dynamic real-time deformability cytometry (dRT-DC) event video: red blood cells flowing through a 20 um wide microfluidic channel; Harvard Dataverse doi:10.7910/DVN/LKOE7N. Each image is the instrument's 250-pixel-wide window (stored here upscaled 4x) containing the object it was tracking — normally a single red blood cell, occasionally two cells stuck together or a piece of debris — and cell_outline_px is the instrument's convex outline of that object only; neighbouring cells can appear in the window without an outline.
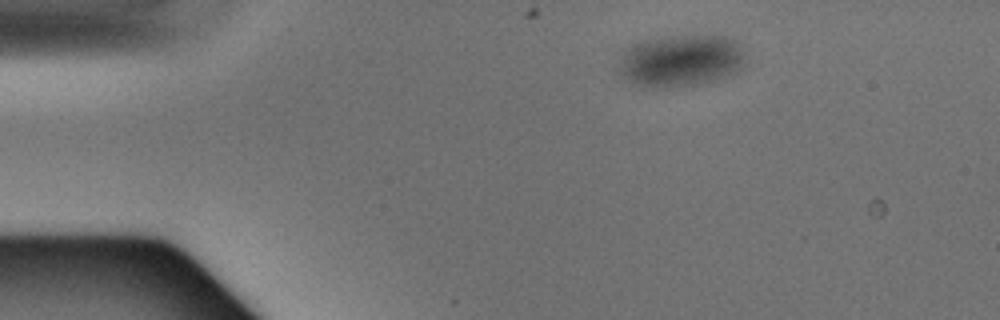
{"species": "Egyptian fruit bat (a non-hibernating species)", "species_latin": "Rousettus aegyptiacus", "temperature_condition": "warm", "stored_images_in_passage": 41, "camera_frame_rate_fps": 3000, "um_per_image_px": 0.085, "animal": {"sex": "male"}, "frame": {"image": 1, "passage_image": 1, "time_ms": 0.0, "image_size_px": [1000, 320], "cell_outline_px": [[744, 68], [740, 72], [716, 80], [700, 84], [668, 88], [656, 88], [636, 84], [624, 80], [616, 72], [624, 48], [640, 40], [676, 36], [728, 36], [736, 40], [740, 44], [744, 52]], "centroid_in_image_um": [57.86, 5.17], "position_along_channel_um": 27.1, "area_um2": 39.36}}
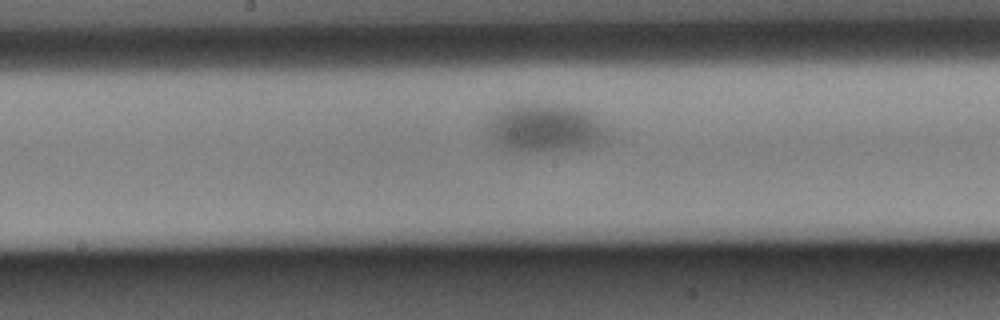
{"frame": {"image": 2, "passage_image": 18, "time_ms": 5.667, "image_size_px": [1000, 320], "cell_outline_px": [[608, 140], [600, 144], [584, 148], [536, 152], [516, 152], [500, 148], [488, 136], [488, 120], [504, 108], [520, 100], [564, 104], [588, 108], [608, 128]], "centroid_in_image_um": [46.38, 10.84], "position_along_channel_um": 201.8, "area_um2": 35.66}}
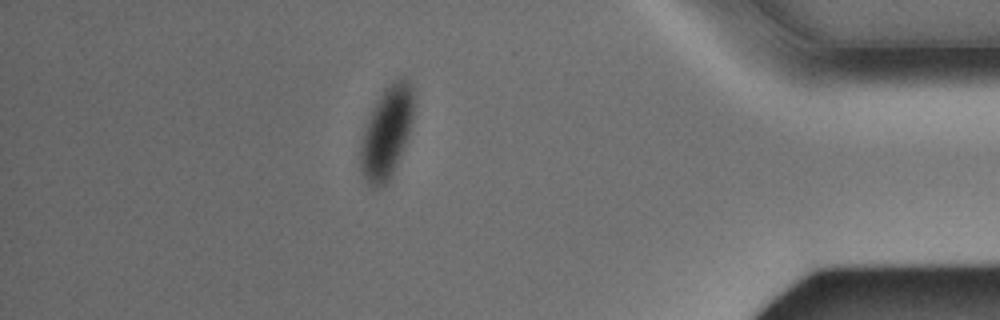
{"frame": {"image": 3, "passage_image": 35, "time_ms": 11.333, "image_size_px": [1000, 320], "cell_outline_px": [[412, 120], [408, 136], [396, 164], [388, 180], [384, 184], [376, 188], [372, 188], [368, 184], [360, 168], [360, 144], [368, 120], [384, 88], [392, 80], [400, 76], [404, 76], [408, 80], [412, 88]], "centroid_in_image_um": [32.86, 11.24], "position_along_channel_um": 402.3, "area_um2": 27.74}}